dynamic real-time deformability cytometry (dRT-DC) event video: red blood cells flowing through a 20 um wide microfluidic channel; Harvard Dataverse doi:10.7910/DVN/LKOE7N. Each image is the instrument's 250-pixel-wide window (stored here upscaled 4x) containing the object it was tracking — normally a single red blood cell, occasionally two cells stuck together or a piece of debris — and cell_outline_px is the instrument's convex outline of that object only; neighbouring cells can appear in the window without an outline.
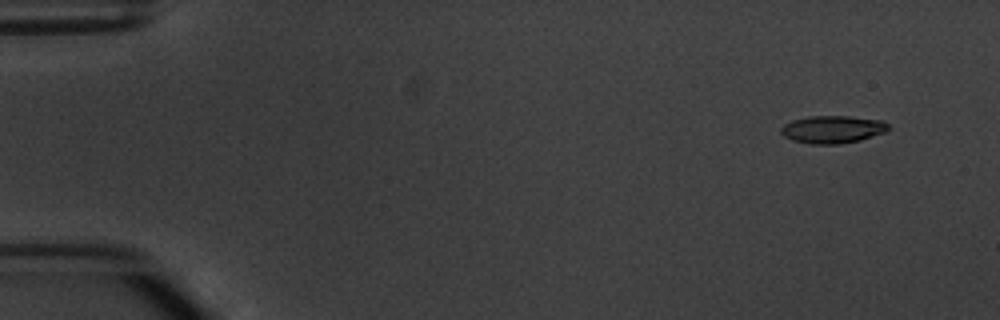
{"species": "common noctule bat (a hibernating species)", "species_latin": "Nyctalus noctula", "temperature_condition": "warm", "stored_images_in_passage": 5, "camera_frame_rate_fps": 3000, "um_per_image_px": 0.085, "animal": {"sex": "male", "body_mass_g": 20.1, "forearm_length_mm": 53.5}, "frame": {"image": 1, "passage_image": 1, "time_ms": 0.0, "image_size_px": [1000, 320], "cell_outline_px": [[892, 128], [884, 132], [860, 140], [840, 144], [812, 144], [792, 140], [784, 136], [780, 132], [780, 128], [784, 124], [792, 120], [808, 116], [848, 116], [880, 120], [888, 124]], "centroid_in_image_um": [70.75, 10.99], "position_along_channel_um": 14.3, "area_um2": 17.28}}
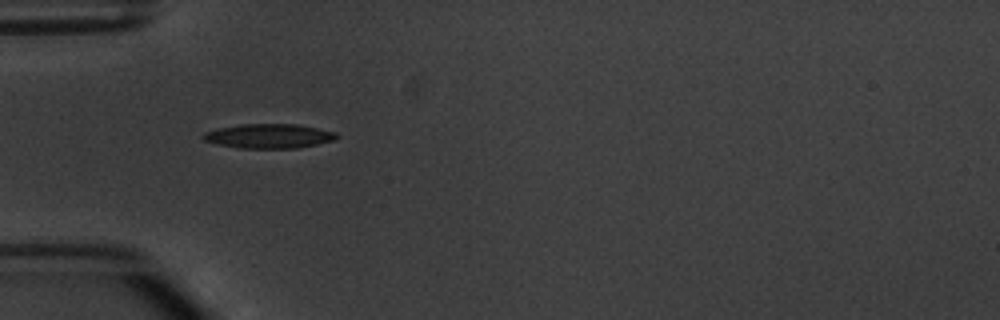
{"frame": {"image": 2, "passage_image": 4, "time_ms": 4.333, "image_size_px": [1000, 320], "cell_outline_px": [[340, 136], [336, 140], [296, 148], [240, 148], [220, 144], [204, 140], [200, 136], [204, 132], [216, 128], [240, 124], [296, 124], [336, 132]], "centroid_in_image_um": [22.86, 11.56], "position_along_channel_um": 62.1, "area_um2": 18.96}}